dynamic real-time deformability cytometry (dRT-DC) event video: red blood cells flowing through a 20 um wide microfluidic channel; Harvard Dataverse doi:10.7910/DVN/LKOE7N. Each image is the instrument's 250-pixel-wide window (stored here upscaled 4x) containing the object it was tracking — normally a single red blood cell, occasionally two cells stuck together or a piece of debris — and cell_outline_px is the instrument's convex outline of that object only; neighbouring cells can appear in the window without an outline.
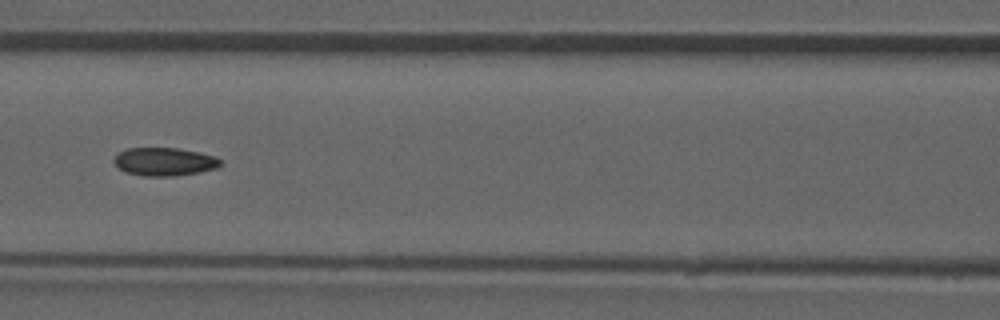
{"species": "common noctule bat (a hibernating species)", "species_latin": "Nyctalus noctula", "temperature_condition": "room temperature", "stored_images_in_passage": 51, "camera_frame_rate_fps": 3000, "um_per_image_px": 0.085, "animal": {"sex": "male", "forearm_length_mm": 52.5}, "frame": {"image": 1, "passage_image": 22, "time_ms": 7.0, "image_size_px": [1000, 320], "cell_outline_px": [[224, 164], [216, 168], [200, 172], [176, 176], [144, 176], [124, 172], [112, 160], [116, 152], [128, 148], [176, 148], [200, 152], [216, 156]], "centroid_in_image_um": [13.97, 13.74], "position_along_channel_um": 152.6, "area_um2": 17.74}, "authors_computed_cell_mechanics": {"area_um2": 17.8602, "velocity_mm_per_s": 3.9723, "shape_relaxation_time_tau1_ms": null, "shape_relaxation_time_tau2_ms": 2.5881, "deformation_change_tau1": null, "deformation_change_tau2": 0.0827}}